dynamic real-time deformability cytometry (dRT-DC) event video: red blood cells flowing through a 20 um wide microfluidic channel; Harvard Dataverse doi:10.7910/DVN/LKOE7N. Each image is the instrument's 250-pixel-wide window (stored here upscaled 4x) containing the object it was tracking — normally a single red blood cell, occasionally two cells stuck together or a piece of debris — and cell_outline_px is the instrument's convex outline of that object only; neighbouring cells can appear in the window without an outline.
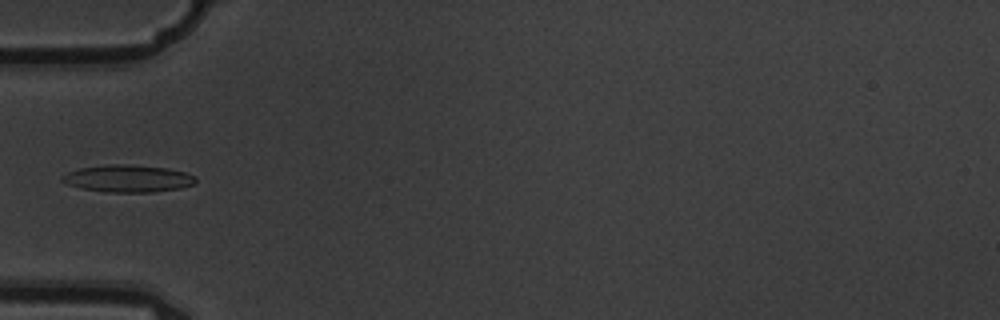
{"species": "common noctule bat (a hibernating species)", "species_latin": "Nyctalus noctula", "temperature_condition": "warm", "stored_images_in_passage": 6, "camera_frame_rate_fps": 3000, "um_per_image_px": 0.085, "animal": {"sex": "male", "body_mass_g": 19.5, "forearm_length_mm": 54.6}, "frame": {"image": 1, "passage_image": 5, "time_ms": 1.333, "image_size_px": [1000, 320], "cell_outline_px": [[196, 184], [180, 188], [152, 192], [108, 192], [80, 188], [68, 184], [60, 180], [60, 176], [68, 172], [80, 168], [108, 164], [128, 164], [168, 168], [184, 172], [196, 176]], "centroid_in_image_um": [10.88, 15.17], "position_along_channel_um": 74.1, "area_um2": 21.27}}
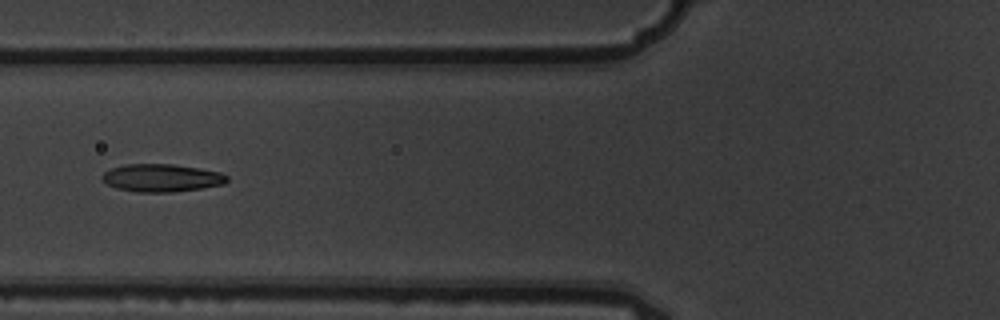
{"frame": {"image": 2, "passage_image": 6, "time_ms": 1.667, "image_size_px": [1000, 320], "cell_outline_px": [[228, 180], [224, 184], [200, 188], [172, 192], [136, 192], [116, 188], [108, 184], [100, 176], [104, 172], [112, 168], [124, 164], [172, 164], [220, 172], [228, 176]], "centroid_in_image_um": [13.72, 15.12], "position_along_channel_um": 112.1, "area_um2": 20.06}}